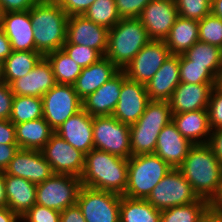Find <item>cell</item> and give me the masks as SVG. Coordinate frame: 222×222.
Returning <instances> with one entry per match:
<instances>
[{"label": "cell", "mask_w": 222, "mask_h": 222, "mask_svg": "<svg viewBox=\"0 0 222 222\" xmlns=\"http://www.w3.org/2000/svg\"><path fill=\"white\" fill-rule=\"evenodd\" d=\"M199 198L211 201L222 184V167L207 144L193 145L178 167Z\"/></svg>", "instance_id": "1"}, {"label": "cell", "mask_w": 222, "mask_h": 222, "mask_svg": "<svg viewBox=\"0 0 222 222\" xmlns=\"http://www.w3.org/2000/svg\"><path fill=\"white\" fill-rule=\"evenodd\" d=\"M128 159L92 149L85 155L81 185L123 196L127 186Z\"/></svg>", "instance_id": "2"}, {"label": "cell", "mask_w": 222, "mask_h": 222, "mask_svg": "<svg viewBox=\"0 0 222 222\" xmlns=\"http://www.w3.org/2000/svg\"><path fill=\"white\" fill-rule=\"evenodd\" d=\"M36 51L43 56L66 42L69 16L55 0H41L30 9Z\"/></svg>", "instance_id": "3"}, {"label": "cell", "mask_w": 222, "mask_h": 222, "mask_svg": "<svg viewBox=\"0 0 222 222\" xmlns=\"http://www.w3.org/2000/svg\"><path fill=\"white\" fill-rule=\"evenodd\" d=\"M150 40L138 18L121 19L108 32L105 57L123 70Z\"/></svg>", "instance_id": "4"}, {"label": "cell", "mask_w": 222, "mask_h": 222, "mask_svg": "<svg viewBox=\"0 0 222 222\" xmlns=\"http://www.w3.org/2000/svg\"><path fill=\"white\" fill-rule=\"evenodd\" d=\"M171 121L167 101H150L137 122L129 125L131 156L154 154L160 131Z\"/></svg>", "instance_id": "5"}, {"label": "cell", "mask_w": 222, "mask_h": 222, "mask_svg": "<svg viewBox=\"0 0 222 222\" xmlns=\"http://www.w3.org/2000/svg\"><path fill=\"white\" fill-rule=\"evenodd\" d=\"M172 168L156 154H142L128 159L127 186L123 196L146 199Z\"/></svg>", "instance_id": "6"}, {"label": "cell", "mask_w": 222, "mask_h": 222, "mask_svg": "<svg viewBox=\"0 0 222 222\" xmlns=\"http://www.w3.org/2000/svg\"><path fill=\"white\" fill-rule=\"evenodd\" d=\"M94 149L118 157H131L130 127L111 116L93 117Z\"/></svg>", "instance_id": "7"}, {"label": "cell", "mask_w": 222, "mask_h": 222, "mask_svg": "<svg viewBox=\"0 0 222 222\" xmlns=\"http://www.w3.org/2000/svg\"><path fill=\"white\" fill-rule=\"evenodd\" d=\"M199 199L178 168H172L153 188L146 200L157 210L193 203Z\"/></svg>", "instance_id": "8"}, {"label": "cell", "mask_w": 222, "mask_h": 222, "mask_svg": "<svg viewBox=\"0 0 222 222\" xmlns=\"http://www.w3.org/2000/svg\"><path fill=\"white\" fill-rule=\"evenodd\" d=\"M79 177L67 174H53L37 184L36 204L63 211L76 204L81 188Z\"/></svg>", "instance_id": "9"}, {"label": "cell", "mask_w": 222, "mask_h": 222, "mask_svg": "<svg viewBox=\"0 0 222 222\" xmlns=\"http://www.w3.org/2000/svg\"><path fill=\"white\" fill-rule=\"evenodd\" d=\"M121 195L81 186L76 204L86 222H120Z\"/></svg>", "instance_id": "10"}, {"label": "cell", "mask_w": 222, "mask_h": 222, "mask_svg": "<svg viewBox=\"0 0 222 222\" xmlns=\"http://www.w3.org/2000/svg\"><path fill=\"white\" fill-rule=\"evenodd\" d=\"M42 100L43 118L54 131L83 109V101L73 85L56 84L42 96Z\"/></svg>", "instance_id": "11"}, {"label": "cell", "mask_w": 222, "mask_h": 222, "mask_svg": "<svg viewBox=\"0 0 222 222\" xmlns=\"http://www.w3.org/2000/svg\"><path fill=\"white\" fill-rule=\"evenodd\" d=\"M41 152L51 165L54 174L81 177L85 165V154L72 147L57 133L52 134Z\"/></svg>", "instance_id": "12"}, {"label": "cell", "mask_w": 222, "mask_h": 222, "mask_svg": "<svg viewBox=\"0 0 222 222\" xmlns=\"http://www.w3.org/2000/svg\"><path fill=\"white\" fill-rule=\"evenodd\" d=\"M170 55L164 40H150L123 72L127 78L146 85Z\"/></svg>", "instance_id": "13"}, {"label": "cell", "mask_w": 222, "mask_h": 222, "mask_svg": "<svg viewBox=\"0 0 222 222\" xmlns=\"http://www.w3.org/2000/svg\"><path fill=\"white\" fill-rule=\"evenodd\" d=\"M149 102L145 84L127 78L123 72L120 97L112 116L124 124L132 125L142 116Z\"/></svg>", "instance_id": "14"}, {"label": "cell", "mask_w": 222, "mask_h": 222, "mask_svg": "<svg viewBox=\"0 0 222 222\" xmlns=\"http://www.w3.org/2000/svg\"><path fill=\"white\" fill-rule=\"evenodd\" d=\"M178 16L174 0H151L138 19L151 40H165Z\"/></svg>", "instance_id": "15"}, {"label": "cell", "mask_w": 222, "mask_h": 222, "mask_svg": "<svg viewBox=\"0 0 222 222\" xmlns=\"http://www.w3.org/2000/svg\"><path fill=\"white\" fill-rule=\"evenodd\" d=\"M4 173L24 178L36 185L44 182L54 174L51 165L41 151L21 148L9 162Z\"/></svg>", "instance_id": "16"}, {"label": "cell", "mask_w": 222, "mask_h": 222, "mask_svg": "<svg viewBox=\"0 0 222 222\" xmlns=\"http://www.w3.org/2000/svg\"><path fill=\"white\" fill-rule=\"evenodd\" d=\"M109 30L87 19L84 15L68 18L66 42L88 46L105 56L108 47Z\"/></svg>", "instance_id": "17"}, {"label": "cell", "mask_w": 222, "mask_h": 222, "mask_svg": "<svg viewBox=\"0 0 222 222\" xmlns=\"http://www.w3.org/2000/svg\"><path fill=\"white\" fill-rule=\"evenodd\" d=\"M57 84L52 66L43 56L24 77L12 81L9 86L14 96L41 97Z\"/></svg>", "instance_id": "18"}, {"label": "cell", "mask_w": 222, "mask_h": 222, "mask_svg": "<svg viewBox=\"0 0 222 222\" xmlns=\"http://www.w3.org/2000/svg\"><path fill=\"white\" fill-rule=\"evenodd\" d=\"M0 28L8 37L13 51H36L30 9L5 12Z\"/></svg>", "instance_id": "19"}, {"label": "cell", "mask_w": 222, "mask_h": 222, "mask_svg": "<svg viewBox=\"0 0 222 222\" xmlns=\"http://www.w3.org/2000/svg\"><path fill=\"white\" fill-rule=\"evenodd\" d=\"M122 83L123 70H119L95 92L82 100L83 109L92 117L111 116L119 100Z\"/></svg>", "instance_id": "20"}, {"label": "cell", "mask_w": 222, "mask_h": 222, "mask_svg": "<svg viewBox=\"0 0 222 222\" xmlns=\"http://www.w3.org/2000/svg\"><path fill=\"white\" fill-rule=\"evenodd\" d=\"M55 133L85 155L94 149L93 117L84 109L72 115Z\"/></svg>", "instance_id": "21"}, {"label": "cell", "mask_w": 222, "mask_h": 222, "mask_svg": "<svg viewBox=\"0 0 222 222\" xmlns=\"http://www.w3.org/2000/svg\"><path fill=\"white\" fill-rule=\"evenodd\" d=\"M193 145L181 135L176 125L171 121L160 131L154 154L158 155L171 168H178Z\"/></svg>", "instance_id": "22"}, {"label": "cell", "mask_w": 222, "mask_h": 222, "mask_svg": "<svg viewBox=\"0 0 222 222\" xmlns=\"http://www.w3.org/2000/svg\"><path fill=\"white\" fill-rule=\"evenodd\" d=\"M214 86L215 84L181 82L168 101L172 114L207 109L210 93Z\"/></svg>", "instance_id": "23"}, {"label": "cell", "mask_w": 222, "mask_h": 222, "mask_svg": "<svg viewBox=\"0 0 222 222\" xmlns=\"http://www.w3.org/2000/svg\"><path fill=\"white\" fill-rule=\"evenodd\" d=\"M180 55H170L145 85L150 101H169L180 82Z\"/></svg>", "instance_id": "24"}, {"label": "cell", "mask_w": 222, "mask_h": 222, "mask_svg": "<svg viewBox=\"0 0 222 222\" xmlns=\"http://www.w3.org/2000/svg\"><path fill=\"white\" fill-rule=\"evenodd\" d=\"M119 70L120 69L105 56L98 62L82 68V72L73 85L77 95L83 100L111 79Z\"/></svg>", "instance_id": "25"}, {"label": "cell", "mask_w": 222, "mask_h": 222, "mask_svg": "<svg viewBox=\"0 0 222 222\" xmlns=\"http://www.w3.org/2000/svg\"><path fill=\"white\" fill-rule=\"evenodd\" d=\"M7 207L20 218L36 204L37 185L21 177L4 173Z\"/></svg>", "instance_id": "26"}, {"label": "cell", "mask_w": 222, "mask_h": 222, "mask_svg": "<svg viewBox=\"0 0 222 222\" xmlns=\"http://www.w3.org/2000/svg\"><path fill=\"white\" fill-rule=\"evenodd\" d=\"M172 122L181 135L192 144L208 143L211 129L207 109L172 114Z\"/></svg>", "instance_id": "27"}, {"label": "cell", "mask_w": 222, "mask_h": 222, "mask_svg": "<svg viewBox=\"0 0 222 222\" xmlns=\"http://www.w3.org/2000/svg\"><path fill=\"white\" fill-rule=\"evenodd\" d=\"M15 132L19 148L41 151L55 131L42 117L16 124Z\"/></svg>", "instance_id": "28"}, {"label": "cell", "mask_w": 222, "mask_h": 222, "mask_svg": "<svg viewBox=\"0 0 222 222\" xmlns=\"http://www.w3.org/2000/svg\"><path fill=\"white\" fill-rule=\"evenodd\" d=\"M199 41L198 20L178 16L164 42L171 55L184 54Z\"/></svg>", "instance_id": "29"}, {"label": "cell", "mask_w": 222, "mask_h": 222, "mask_svg": "<svg viewBox=\"0 0 222 222\" xmlns=\"http://www.w3.org/2000/svg\"><path fill=\"white\" fill-rule=\"evenodd\" d=\"M42 57L38 51H13L1 64L3 82L9 85L26 76Z\"/></svg>", "instance_id": "30"}, {"label": "cell", "mask_w": 222, "mask_h": 222, "mask_svg": "<svg viewBox=\"0 0 222 222\" xmlns=\"http://www.w3.org/2000/svg\"><path fill=\"white\" fill-rule=\"evenodd\" d=\"M161 211L146 199L121 196L120 222H160Z\"/></svg>", "instance_id": "31"}, {"label": "cell", "mask_w": 222, "mask_h": 222, "mask_svg": "<svg viewBox=\"0 0 222 222\" xmlns=\"http://www.w3.org/2000/svg\"><path fill=\"white\" fill-rule=\"evenodd\" d=\"M210 211V202L199 198L193 203L162 210L160 222H201Z\"/></svg>", "instance_id": "32"}, {"label": "cell", "mask_w": 222, "mask_h": 222, "mask_svg": "<svg viewBox=\"0 0 222 222\" xmlns=\"http://www.w3.org/2000/svg\"><path fill=\"white\" fill-rule=\"evenodd\" d=\"M183 55L188 59V65L204 66L217 76L222 62L220 47L198 41Z\"/></svg>", "instance_id": "33"}, {"label": "cell", "mask_w": 222, "mask_h": 222, "mask_svg": "<svg viewBox=\"0 0 222 222\" xmlns=\"http://www.w3.org/2000/svg\"><path fill=\"white\" fill-rule=\"evenodd\" d=\"M52 66L57 84L74 85L82 68L61 48L45 55Z\"/></svg>", "instance_id": "34"}, {"label": "cell", "mask_w": 222, "mask_h": 222, "mask_svg": "<svg viewBox=\"0 0 222 222\" xmlns=\"http://www.w3.org/2000/svg\"><path fill=\"white\" fill-rule=\"evenodd\" d=\"M43 117V100L41 97L14 96L10 121L16 125Z\"/></svg>", "instance_id": "35"}, {"label": "cell", "mask_w": 222, "mask_h": 222, "mask_svg": "<svg viewBox=\"0 0 222 222\" xmlns=\"http://www.w3.org/2000/svg\"><path fill=\"white\" fill-rule=\"evenodd\" d=\"M87 19L110 30L121 18L115 0H96L83 14Z\"/></svg>", "instance_id": "36"}, {"label": "cell", "mask_w": 222, "mask_h": 222, "mask_svg": "<svg viewBox=\"0 0 222 222\" xmlns=\"http://www.w3.org/2000/svg\"><path fill=\"white\" fill-rule=\"evenodd\" d=\"M180 82L189 84H215L216 76L206 67L188 65V59L181 54L179 61Z\"/></svg>", "instance_id": "37"}, {"label": "cell", "mask_w": 222, "mask_h": 222, "mask_svg": "<svg viewBox=\"0 0 222 222\" xmlns=\"http://www.w3.org/2000/svg\"><path fill=\"white\" fill-rule=\"evenodd\" d=\"M199 41L222 49V19L212 14L198 21Z\"/></svg>", "instance_id": "38"}, {"label": "cell", "mask_w": 222, "mask_h": 222, "mask_svg": "<svg viewBox=\"0 0 222 222\" xmlns=\"http://www.w3.org/2000/svg\"><path fill=\"white\" fill-rule=\"evenodd\" d=\"M179 16L202 20L211 14V0H174Z\"/></svg>", "instance_id": "39"}, {"label": "cell", "mask_w": 222, "mask_h": 222, "mask_svg": "<svg viewBox=\"0 0 222 222\" xmlns=\"http://www.w3.org/2000/svg\"><path fill=\"white\" fill-rule=\"evenodd\" d=\"M62 49L81 68H86L89 65L98 62L102 57H104L99 51L84 45L64 43Z\"/></svg>", "instance_id": "40"}, {"label": "cell", "mask_w": 222, "mask_h": 222, "mask_svg": "<svg viewBox=\"0 0 222 222\" xmlns=\"http://www.w3.org/2000/svg\"><path fill=\"white\" fill-rule=\"evenodd\" d=\"M207 110L210 129L222 128V89L212 88Z\"/></svg>", "instance_id": "41"}, {"label": "cell", "mask_w": 222, "mask_h": 222, "mask_svg": "<svg viewBox=\"0 0 222 222\" xmlns=\"http://www.w3.org/2000/svg\"><path fill=\"white\" fill-rule=\"evenodd\" d=\"M61 212L34 204L22 217L24 222H60Z\"/></svg>", "instance_id": "42"}, {"label": "cell", "mask_w": 222, "mask_h": 222, "mask_svg": "<svg viewBox=\"0 0 222 222\" xmlns=\"http://www.w3.org/2000/svg\"><path fill=\"white\" fill-rule=\"evenodd\" d=\"M151 0H115L118 15L121 19L138 18Z\"/></svg>", "instance_id": "43"}, {"label": "cell", "mask_w": 222, "mask_h": 222, "mask_svg": "<svg viewBox=\"0 0 222 222\" xmlns=\"http://www.w3.org/2000/svg\"><path fill=\"white\" fill-rule=\"evenodd\" d=\"M58 5L71 15H83L96 0H55Z\"/></svg>", "instance_id": "44"}, {"label": "cell", "mask_w": 222, "mask_h": 222, "mask_svg": "<svg viewBox=\"0 0 222 222\" xmlns=\"http://www.w3.org/2000/svg\"><path fill=\"white\" fill-rule=\"evenodd\" d=\"M14 94L7 83L0 84V120L10 119Z\"/></svg>", "instance_id": "45"}, {"label": "cell", "mask_w": 222, "mask_h": 222, "mask_svg": "<svg viewBox=\"0 0 222 222\" xmlns=\"http://www.w3.org/2000/svg\"><path fill=\"white\" fill-rule=\"evenodd\" d=\"M41 0H0L3 12H17L31 9Z\"/></svg>", "instance_id": "46"}, {"label": "cell", "mask_w": 222, "mask_h": 222, "mask_svg": "<svg viewBox=\"0 0 222 222\" xmlns=\"http://www.w3.org/2000/svg\"><path fill=\"white\" fill-rule=\"evenodd\" d=\"M0 144L18 145L15 125L9 120H0Z\"/></svg>", "instance_id": "47"}, {"label": "cell", "mask_w": 222, "mask_h": 222, "mask_svg": "<svg viewBox=\"0 0 222 222\" xmlns=\"http://www.w3.org/2000/svg\"><path fill=\"white\" fill-rule=\"evenodd\" d=\"M207 145L211 148L222 167V128L211 130Z\"/></svg>", "instance_id": "48"}, {"label": "cell", "mask_w": 222, "mask_h": 222, "mask_svg": "<svg viewBox=\"0 0 222 222\" xmlns=\"http://www.w3.org/2000/svg\"><path fill=\"white\" fill-rule=\"evenodd\" d=\"M18 150V145L0 144V171H4L6 169Z\"/></svg>", "instance_id": "49"}, {"label": "cell", "mask_w": 222, "mask_h": 222, "mask_svg": "<svg viewBox=\"0 0 222 222\" xmlns=\"http://www.w3.org/2000/svg\"><path fill=\"white\" fill-rule=\"evenodd\" d=\"M60 222H86L81 209L77 204L61 211Z\"/></svg>", "instance_id": "50"}, {"label": "cell", "mask_w": 222, "mask_h": 222, "mask_svg": "<svg viewBox=\"0 0 222 222\" xmlns=\"http://www.w3.org/2000/svg\"><path fill=\"white\" fill-rule=\"evenodd\" d=\"M12 52L13 50L10 41L4 31L0 28V63L2 64Z\"/></svg>", "instance_id": "51"}, {"label": "cell", "mask_w": 222, "mask_h": 222, "mask_svg": "<svg viewBox=\"0 0 222 222\" xmlns=\"http://www.w3.org/2000/svg\"><path fill=\"white\" fill-rule=\"evenodd\" d=\"M21 218L7 206L0 207V222H20Z\"/></svg>", "instance_id": "52"}, {"label": "cell", "mask_w": 222, "mask_h": 222, "mask_svg": "<svg viewBox=\"0 0 222 222\" xmlns=\"http://www.w3.org/2000/svg\"><path fill=\"white\" fill-rule=\"evenodd\" d=\"M210 206L212 213L222 216V184L218 195L211 201Z\"/></svg>", "instance_id": "53"}, {"label": "cell", "mask_w": 222, "mask_h": 222, "mask_svg": "<svg viewBox=\"0 0 222 222\" xmlns=\"http://www.w3.org/2000/svg\"><path fill=\"white\" fill-rule=\"evenodd\" d=\"M7 206V199L5 194L4 171H0V207Z\"/></svg>", "instance_id": "54"}, {"label": "cell", "mask_w": 222, "mask_h": 222, "mask_svg": "<svg viewBox=\"0 0 222 222\" xmlns=\"http://www.w3.org/2000/svg\"><path fill=\"white\" fill-rule=\"evenodd\" d=\"M211 14L222 19V0H211Z\"/></svg>", "instance_id": "55"}, {"label": "cell", "mask_w": 222, "mask_h": 222, "mask_svg": "<svg viewBox=\"0 0 222 222\" xmlns=\"http://www.w3.org/2000/svg\"><path fill=\"white\" fill-rule=\"evenodd\" d=\"M201 222H222V216L216 215L210 211Z\"/></svg>", "instance_id": "56"}, {"label": "cell", "mask_w": 222, "mask_h": 222, "mask_svg": "<svg viewBox=\"0 0 222 222\" xmlns=\"http://www.w3.org/2000/svg\"><path fill=\"white\" fill-rule=\"evenodd\" d=\"M215 87L222 89V62L216 76Z\"/></svg>", "instance_id": "57"}, {"label": "cell", "mask_w": 222, "mask_h": 222, "mask_svg": "<svg viewBox=\"0 0 222 222\" xmlns=\"http://www.w3.org/2000/svg\"><path fill=\"white\" fill-rule=\"evenodd\" d=\"M4 83L3 82V77H2V65L0 63V84Z\"/></svg>", "instance_id": "58"}, {"label": "cell", "mask_w": 222, "mask_h": 222, "mask_svg": "<svg viewBox=\"0 0 222 222\" xmlns=\"http://www.w3.org/2000/svg\"><path fill=\"white\" fill-rule=\"evenodd\" d=\"M3 14H4V12H3L1 4H0V24H1V20H2Z\"/></svg>", "instance_id": "59"}]
</instances>
